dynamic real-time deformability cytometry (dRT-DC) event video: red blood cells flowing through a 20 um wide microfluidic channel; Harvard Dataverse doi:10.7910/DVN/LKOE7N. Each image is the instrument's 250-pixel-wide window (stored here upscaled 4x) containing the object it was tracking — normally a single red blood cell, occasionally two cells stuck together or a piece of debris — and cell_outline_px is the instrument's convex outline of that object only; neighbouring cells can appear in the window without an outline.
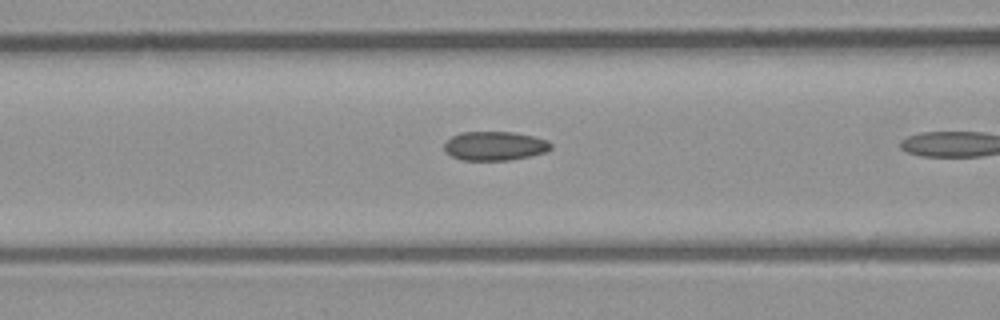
{"species": "common noctule bat (a hibernating species)", "species_latin": "Nyctalus noctula", "temperature_condition": "room temperature", "stored_images_in_passage": 7, "camera_frame_rate_fps": 3000, "um_per_image_px": 0.085, "animal": {"sex": "male", "body_mass_g": 23.1, "forearm_length_mm": 52.7}, "frame": {"image": 1, "passage_image": 6, "time_ms": 1.667, "image_size_px": [1000, 320], "cell_outline_px": [[552, 148], [544, 152], [532, 156], [508, 160], [460, 160], [444, 152], [444, 144], [452, 136], [460, 132], [512, 132], [532, 136], [548, 140], [552, 144]], "centroid_in_image_um": [42.04, 12.41], "position_along_channel_um": 124.6, "area_um2": 18.09}}